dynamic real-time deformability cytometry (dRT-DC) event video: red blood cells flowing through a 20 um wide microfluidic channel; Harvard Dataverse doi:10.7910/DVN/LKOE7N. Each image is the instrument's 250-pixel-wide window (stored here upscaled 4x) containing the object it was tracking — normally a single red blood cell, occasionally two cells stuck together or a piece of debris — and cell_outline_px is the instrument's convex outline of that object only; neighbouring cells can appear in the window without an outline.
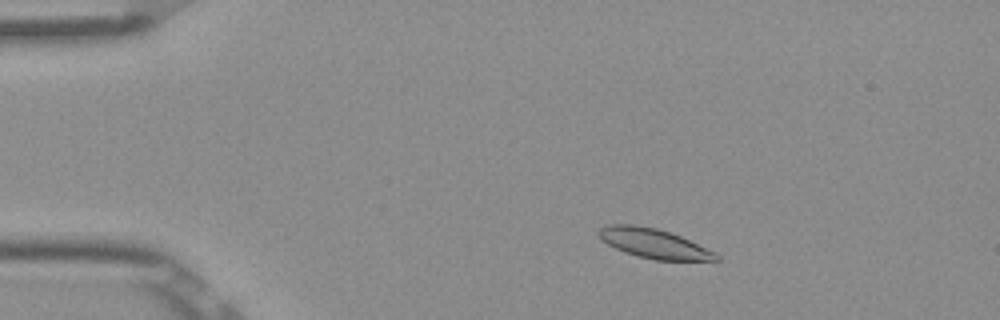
{"species": "Egyptian fruit bat (a non-hibernating species)", "species_latin": "Rousettus aegyptiacus", "temperature_condition": "room temperature", "stored_images_in_passage": 50, "camera_frame_rate_fps": 3000, "um_per_image_px": 0.085, "frame": {"image": 1, "passage_image": 7, "time_ms": 2.0, "image_size_px": [1000, 320], "cell_outline_px": [[720, 260], [656, 260], [636, 256], [624, 252], [600, 240], [596, 232], [600, 228], [608, 224], [632, 224], [656, 228], [680, 236], [716, 252], [720, 256]], "centroid_in_image_um": [55.54, 20.69], "position_along_channel_um": 29.5, "area_um2": 20.23}}
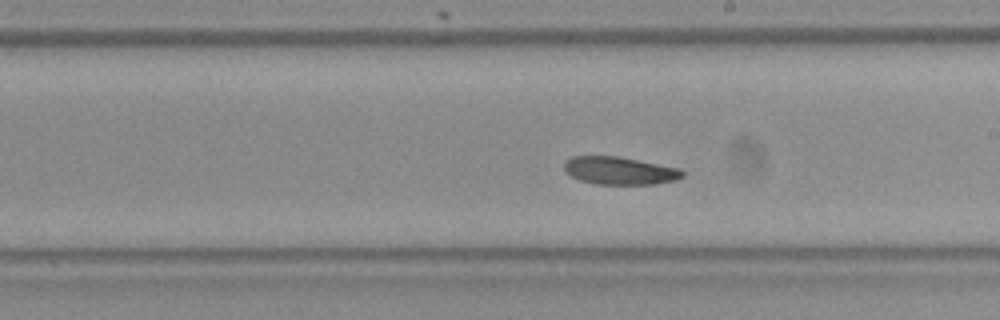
{"frame": {"image": 2, "passage_image": 28, "time_ms": 9.0, "image_size_px": [1000, 320], "cell_outline_px": [[684, 176], [676, 180], [656, 184], [596, 184], [580, 180], [564, 172], [564, 164], [572, 156], [616, 156], [680, 168], [684, 172]], "centroid_in_image_um": [52.68, 14.51], "position_along_channel_um": 236.3, "area_um2": 19.07}}
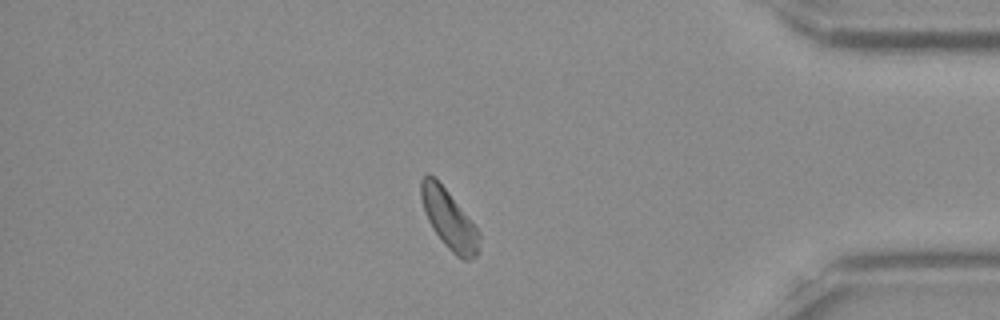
{"frame": {"image": 3, "passage_image": 43, "time_ms": 14.0, "image_size_px": [1000, 320], "cell_outline_px": [[480, 252], [472, 260], [464, 260], [456, 256], [444, 244], [432, 228], [424, 212], [420, 196], [420, 180], [428, 172], [448, 192], [472, 220], [480, 232]], "centroid_in_image_um": [38.19, 18.68], "position_along_channel_um": 397.0, "area_um2": 20.23}}